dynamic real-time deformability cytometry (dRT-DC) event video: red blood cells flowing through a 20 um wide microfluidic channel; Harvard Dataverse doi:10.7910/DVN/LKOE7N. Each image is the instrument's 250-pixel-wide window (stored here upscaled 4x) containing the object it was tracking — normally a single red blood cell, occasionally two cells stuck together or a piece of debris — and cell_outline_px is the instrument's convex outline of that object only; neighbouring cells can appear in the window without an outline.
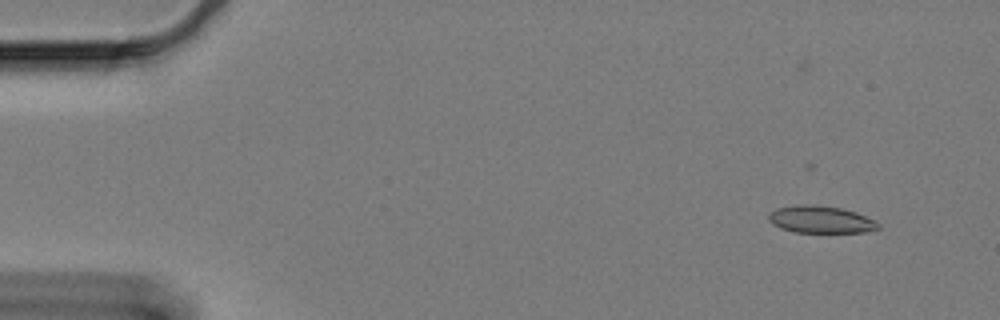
{"species": "Egyptian fruit bat (a non-hibernating species)", "species_latin": "Rousettus aegyptiacus", "temperature_condition": "cold", "stored_images_in_passage": 51, "camera_frame_rate_fps": 3000, "um_per_image_px": 0.085, "animal": {"sex": "female"}, "frame": {"image": 1, "passage_image": 4, "time_ms": 1.0, "image_size_px": [1000, 320], "cell_outline_px": [[880, 228], [864, 232], [796, 232], [780, 228], [772, 224], [768, 220], [768, 212], [776, 208], [796, 204], [812, 204], [840, 208], [856, 212], [880, 224]], "centroid_in_image_um": [69.69, 18.65], "position_along_channel_um": 15.3, "area_um2": 17.4}}
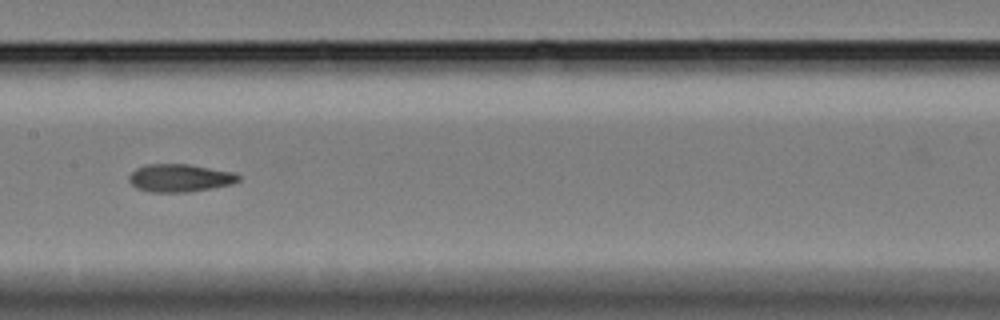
{"frame": {"image": 2, "passage_image": 30, "time_ms": 9.667, "image_size_px": [1000, 320], "cell_outline_px": [[240, 180], [232, 184], [212, 188], [188, 192], [148, 192], [136, 188], [128, 180], [128, 176], [136, 168], [148, 164], [188, 164], [232, 172], [240, 176]], "centroid_in_image_um": [15.26, 15.13], "position_along_channel_um": 192.1, "area_um2": 17.74}}
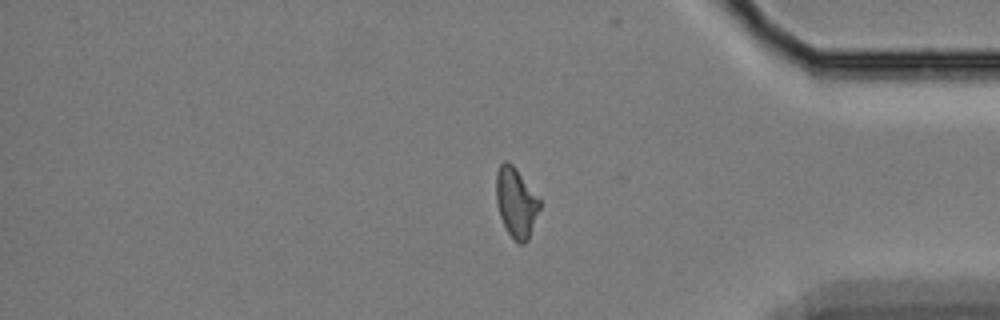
{"frame": {"image": 3, "passage_image": 50, "time_ms": 16.333, "image_size_px": [1000, 320], "cell_outline_px": [[540, 208], [528, 240], [524, 244], [520, 244], [508, 232], [500, 216], [496, 200], [496, 172], [500, 164], [504, 160], [508, 160], [516, 168], [540, 196]], "centroid_in_image_um": [43.88, 17.16], "position_along_channel_um": 391.3, "area_um2": 17.86}, "authors_computed_cell_mechanics": {"area_um2": 17.7446, "velocity_mm_per_s": 3.2827, "shape_relaxation_time_tau1_ms": null, "shape_relaxation_time_tau2_ms": 3.4762, "deformation_change_tau1": null, "deformation_change_tau2": 0.0934}}